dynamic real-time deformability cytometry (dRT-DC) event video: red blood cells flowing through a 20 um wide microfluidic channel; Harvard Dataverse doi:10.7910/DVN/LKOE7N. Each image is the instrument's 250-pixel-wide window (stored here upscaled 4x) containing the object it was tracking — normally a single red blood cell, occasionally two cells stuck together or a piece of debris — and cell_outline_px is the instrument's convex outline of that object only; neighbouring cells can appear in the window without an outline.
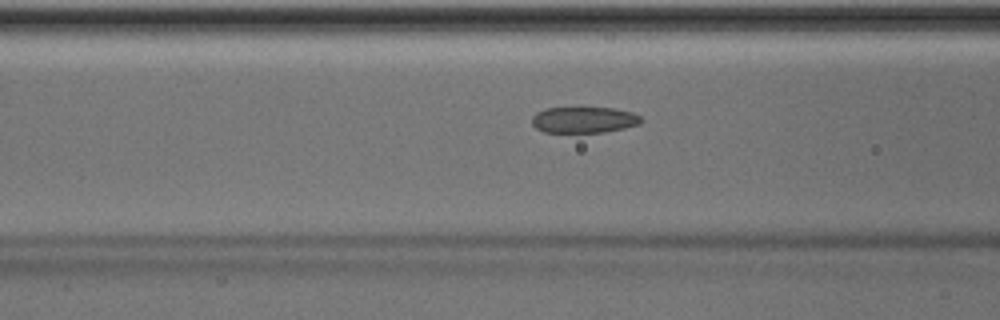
{"species": "Egyptian fruit bat (a non-hibernating species)", "species_latin": "Rousettus aegyptiacus", "temperature_condition": "room temperature", "stored_images_in_passage": 49, "camera_frame_rate_fps": 3000, "um_per_image_px": 0.085, "animal": {"sex": "male"}, "frame": {"image": 1, "passage_image": 19, "time_ms": 6.0, "image_size_px": [1000, 320], "cell_outline_px": [[644, 120], [640, 124], [624, 128], [604, 132], [544, 132], [536, 128], [532, 124], [532, 116], [536, 112], [544, 108], [612, 108], [632, 112], [640, 116]], "centroid_in_image_um": [49.63, 10.18], "position_along_channel_um": 117.0, "area_um2": 16.65}}
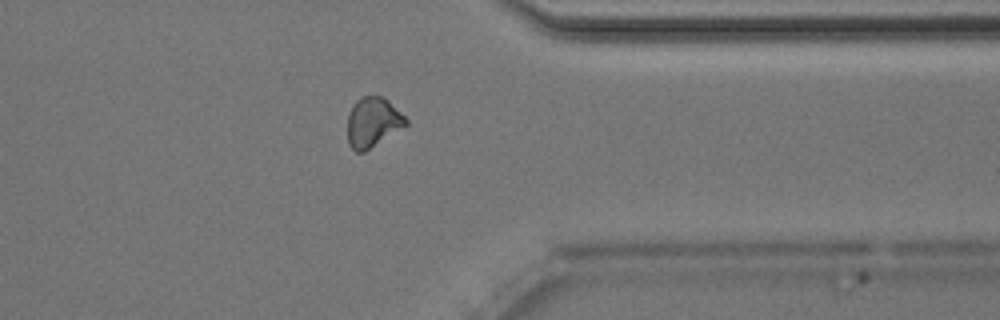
{"frame": {"image": 2, "passage_image": 39, "time_ms": 12.667, "image_size_px": [1000, 320], "cell_outline_px": [[408, 124], [364, 152], [356, 152], [348, 144], [348, 116], [352, 104], [356, 100], [364, 96], [380, 96], [388, 100], [408, 120]], "centroid_in_image_um": [31.67, 10.39], "position_along_channel_um": 379.7, "area_um2": 16.76}}
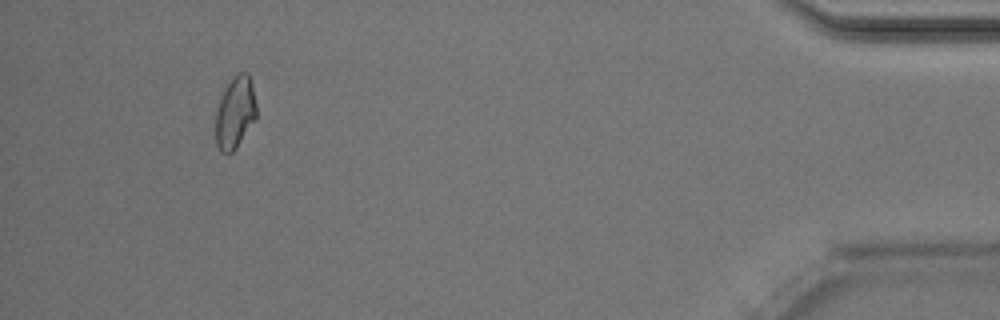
{"frame": {"image": 3, "passage_image": 46, "time_ms": 15.0, "image_size_px": [1000, 320], "cell_outline_px": [[256, 120], [236, 148], [232, 152], [220, 152], [216, 144], [216, 108], [224, 88], [240, 72], [248, 72], [252, 84], [256, 104]], "centroid_in_image_um": [19.99, 9.59], "position_along_channel_um": 415.2, "area_um2": 17.11}, "authors_computed_cell_mechanics": {"area_um2": 17.34, "velocity_mm_per_s": 4.0486, "shape_relaxation_time_tau1_ms": null, "shape_relaxation_time_tau2_ms": 2.3278, "deformation_change_tau1": null, "deformation_change_tau2": 0.0803}}